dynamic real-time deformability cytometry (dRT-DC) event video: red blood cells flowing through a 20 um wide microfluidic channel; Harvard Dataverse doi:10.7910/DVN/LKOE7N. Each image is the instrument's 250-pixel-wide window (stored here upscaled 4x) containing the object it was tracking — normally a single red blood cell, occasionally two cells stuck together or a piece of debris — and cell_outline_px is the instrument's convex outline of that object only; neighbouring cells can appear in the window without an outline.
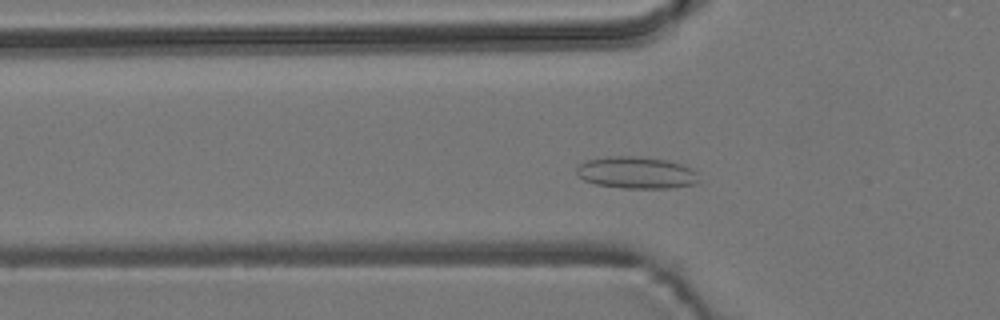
{"species": "common noctule bat (a hibernating species)", "species_latin": "Nyctalus noctula", "temperature_condition": "room temperature", "stored_images_in_passage": 48, "camera_frame_rate_fps": 3000, "um_per_image_px": 0.085, "animal": {"sex": "male", "body_mass_g": 19.2, "forearm_length_mm": 51.8}, "frame": {"image": 1, "passage_image": 11, "time_ms": 3.333, "image_size_px": [1000, 320], "cell_outline_px": [[700, 180], [696, 184], [672, 188], [624, 188], [596, 184], [584, 180], [576, 172], [576, 168], [584, 160], [608, 156], [640, 156], [668, 160], [692, 168], [696, 172]], "centroid_in_image_um": [54.11, 14.67], "position_along_channel_um": 71.7, "area_um2": 22.95}}
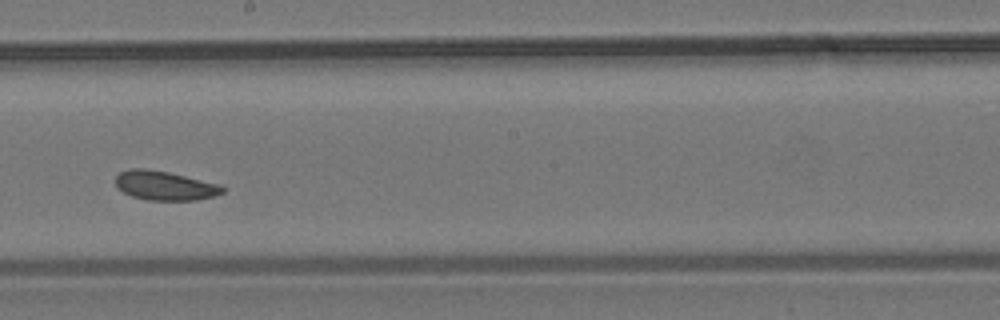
{"frame": {"image": 2, "passage_image": 24, "time_ms": 7.667, "image_size_px": [1000, 320], "cell_outline_px": [[224, 192], [216, 196], [196, 200], [148, 200], [132, 196], [116, 188], [116, 176], [120, 172], [132, 168], [144, 168], [168, 172], [220, 184], [224, 188]], "centroid_in_image_um": [14.01, 15.78], "position_along_channel_um": 234.2, "area_um2": 18.21}}
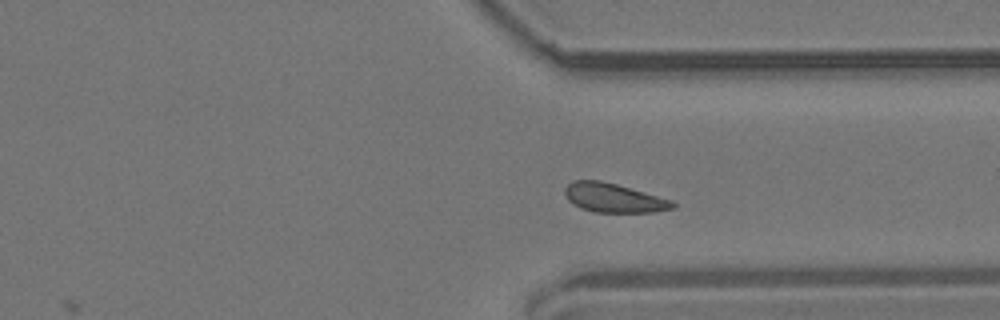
{"frame": {"image": 3, "passage_image": 34, "time_ms": 11.0, "image_size_px": [1000, 320], "cell_outline_px": [[676, 208], [652, 212], [596, 212], [580, 208], [572, 204], [568, 200], [564, 192], [564, 188], [572, 180], [600, 180], [616, 184], [672, 200], [676, 204]], "centroid_in_image_um": [52.14, 16.82], "position_along_channel_um": 359.3, "area_um2": 18.26}, "authors_computed_cell_mechanics": {"area_um2": 18.5827, "velocity_mm_per_s": 3.7558, "shape_relaxation_time_tau1_ms": null, "shape_relaxation_time_tau2_ms": 3.9902, "deformation_change_tau1": null, "deformation_change_tau2": 0.0919}}